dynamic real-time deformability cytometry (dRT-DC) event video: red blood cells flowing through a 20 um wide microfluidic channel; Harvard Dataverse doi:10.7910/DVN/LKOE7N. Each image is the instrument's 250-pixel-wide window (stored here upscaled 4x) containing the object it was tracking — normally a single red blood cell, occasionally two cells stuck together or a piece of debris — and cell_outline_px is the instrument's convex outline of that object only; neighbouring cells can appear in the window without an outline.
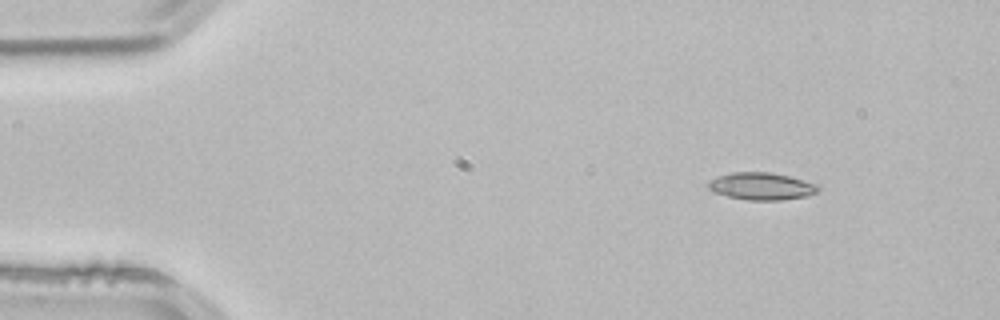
{"species": "common noctule bat (a hibernating species)", "species_latin": "Nyctalus noctula", "temperature_condition": "room temperature", "stored_images_in_passage": 3, "camera_frame_rate_fps": 3000, "um_per_image_px": 0.085, "animal": {"sex": "male", "body_mass_g": 21.5, "forearm_length_mm": 52.0}, "frame": {"image": 1, "passage_image": 1, "time_ms": 0.0, "image_size_px": [1000, 320], "cell_outline_px": [[820, 188], [816, 192], [808, 196], [780, 200], [748, 200], [728, 196], [716, 192], [708, 188], [708, 180], [716, 176], [732, 172], [772, 172], [820, 184]], "centroid_in_image_um": [64.74, 15.82], "position_along_channel_um": 20.3, "area_um2": 17.57}}